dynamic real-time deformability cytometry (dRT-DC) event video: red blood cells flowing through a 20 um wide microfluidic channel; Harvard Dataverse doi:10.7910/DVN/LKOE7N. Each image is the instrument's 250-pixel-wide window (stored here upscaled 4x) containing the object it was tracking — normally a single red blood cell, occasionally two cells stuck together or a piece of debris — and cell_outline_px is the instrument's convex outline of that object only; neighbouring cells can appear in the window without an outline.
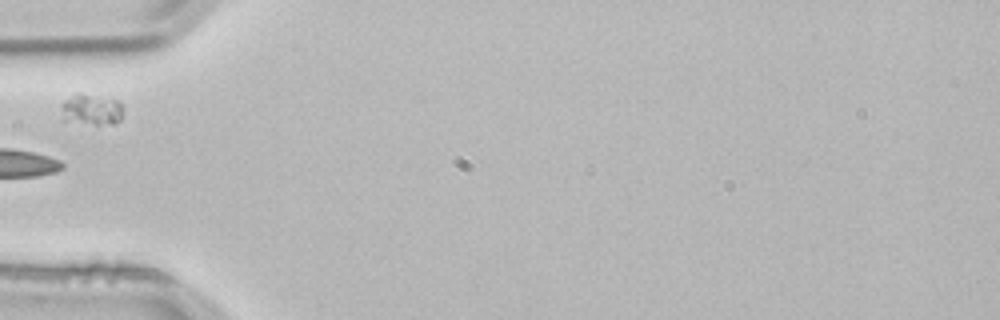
{"species": "common noctule bat (a hibernating species)", "species_latin": "Nyctalus noctula", "temperature_condition": "room temperature", "stored_images_in_passage": 3, "segment_of_instrument_passage": [2, 2], "camera_frame_rate_fps": 3000, "um_per_image_px": 0.085, "animal": {"sex": "male", "body_mass_g": 21.5, "forearm_length_mm": 52.0}, "frame": {"image": 1, "passage_image": 3, "time_ms": 0.667, "image_size_px": [1000, 320], "cell_outline_px": [[120, 120], [116, 124], [96, 124], [60, 120], [64, 100], [76, 92], [120, 100]], "centroid_in_image_um": [7.73, 9.3], "position_along_channel_um": 77.3, "area_um2": 11.16}}